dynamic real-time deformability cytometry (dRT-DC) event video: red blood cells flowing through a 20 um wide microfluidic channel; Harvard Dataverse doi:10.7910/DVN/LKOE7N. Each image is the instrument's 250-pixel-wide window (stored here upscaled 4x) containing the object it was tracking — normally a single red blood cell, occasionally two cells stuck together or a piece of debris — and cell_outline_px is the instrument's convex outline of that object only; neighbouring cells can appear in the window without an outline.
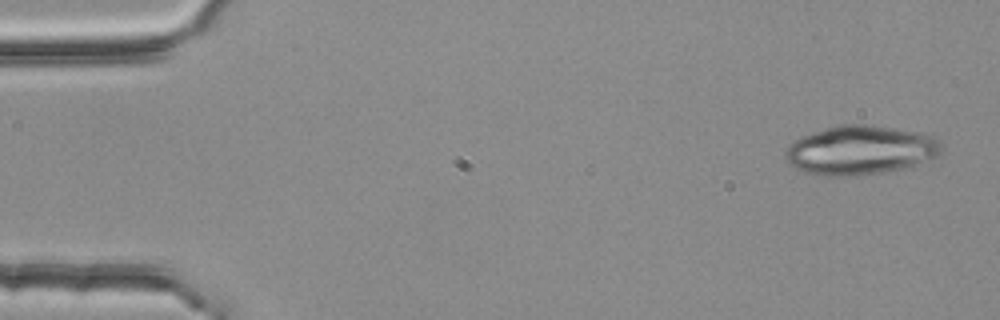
{"species": "common noctule bat (a hibernating species)", "species_latin": "Nyctalus noctula", "temperature_condition": "room temperature", "stored_images_in_passage": 5, "camera_frame_rate_fps": 3000, "um_per_image_px": 0.085, "animal": {"sex": "female", "body_mass_g": 25.1}, "frame": {"image": 1, "passage_image": 1, "time_ms": 0.0, "image_size_px": [1000, 320], "cell_outline_px": [[944, 148], [940, 156], [912, 168], [856, 176], [820, 176], [804, 172], [788, 164], [784, 156], [788, 144], [800, 136], [824, 128], [840, 124], [872, 124], [916, 132], [932, 136]], "centroid_in_image_um": [73.13, 12.78], "position_along_channel_um": 11.9, "area_um2": 45.6}}